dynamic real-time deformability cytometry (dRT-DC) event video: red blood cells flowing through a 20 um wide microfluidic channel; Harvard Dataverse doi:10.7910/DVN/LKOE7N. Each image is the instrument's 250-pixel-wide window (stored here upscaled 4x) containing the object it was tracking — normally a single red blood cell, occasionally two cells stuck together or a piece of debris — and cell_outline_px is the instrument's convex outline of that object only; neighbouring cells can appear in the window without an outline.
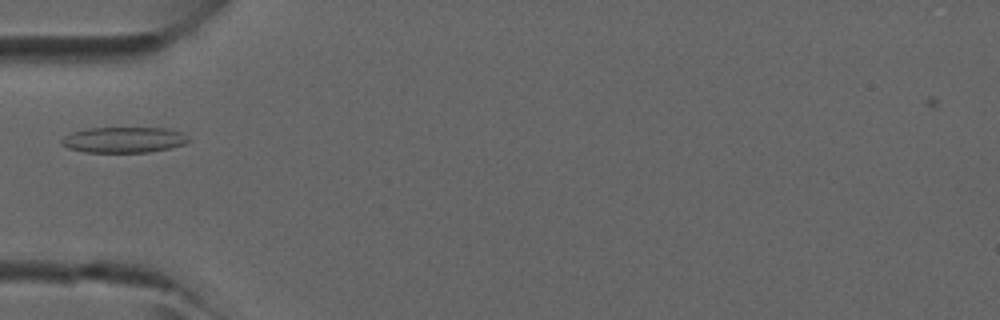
{"species": "common noctule bat (a hibernating species)", "species_latin": "Nyctalus noctula", "temperature_condition": "room temperature", "stored_images_in_passage": 4, "camera_frame_rate_fps": 3000, "um_per_image_px": 0.085, "animal": {"sex": "male", "forearm_length_mm": 52.5}, "frame": {"image": 1, "passage_image": 3, "time_ms": 0.667, "image_size_px": [1000, 320], "cell_outline_px": [[192, 140], [184, 144], [168, 148], [148, 152], [84, 152], [68, 148], [60, 144], [60, 140], [64, 136], [72, 132], [88, 128], [164, 128], [180, 132], [188, 136]], "centroid_in_image_um": [10.5, 11.88], "position_along_channel_um": 74.5, "area_um2": 19.02}}
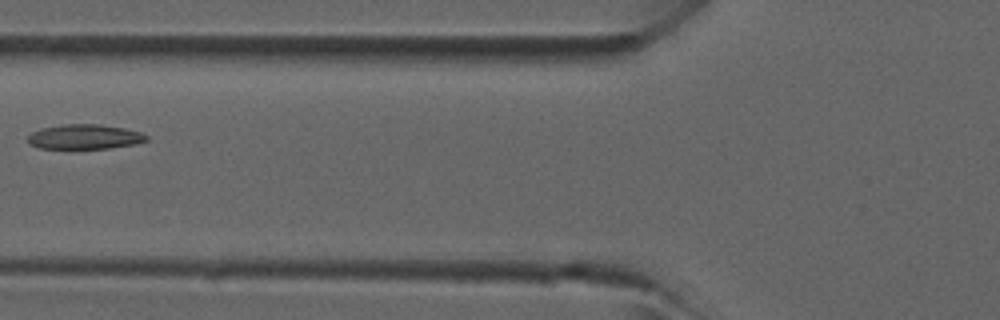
{"frame": {"image": 2, "passage_image": 4, "time_ms": 1.0, "image_size_px": [1000, 320], "cell_outline_px": [[148, 140], [136, 144], [112, 148], [40, 148], [28, 144], [28, 136], [32, 132], [40, 128], [64, 124], [100, 124], [124, 128], [140, 132], [148, 136]], "centroid_in_image_um": [7.2, 11.62], "position_along_channel_um": 118.6, "area_um2": 17.17}}